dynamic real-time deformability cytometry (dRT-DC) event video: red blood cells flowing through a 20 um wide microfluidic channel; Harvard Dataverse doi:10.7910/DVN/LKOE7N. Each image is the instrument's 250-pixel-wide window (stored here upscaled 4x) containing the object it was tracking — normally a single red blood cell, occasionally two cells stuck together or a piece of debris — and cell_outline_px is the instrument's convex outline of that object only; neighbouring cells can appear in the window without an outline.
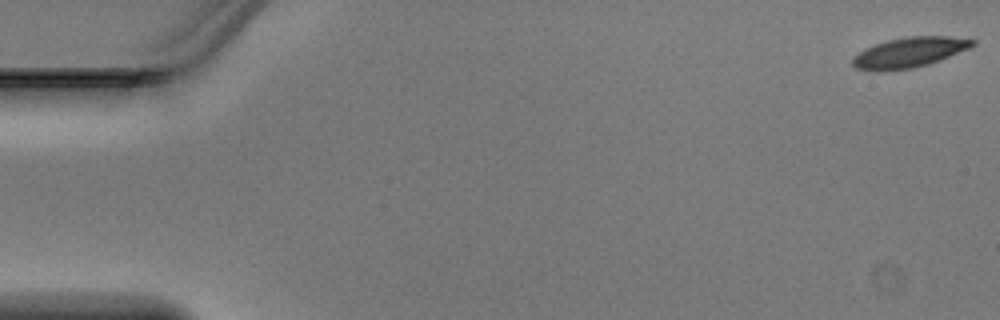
{"species": "Egyptian fruit bat (a non-hibernating species)", "species_latin": "Rousettus aegyptiacus", "temperature_condition": "warm", "stored_images_in_passage": 49, "camera_frame_rate_fps": 3000, "um_per_image_px": 0.085, "animal": {"sex": "male"}, "frame": {"image": 1, "passage_image": 1, "time_ms": 0.0, "image_size_px": [1000, 320], "cell_outline_px": [[976, 44], [968, 48], [940, 60], [928, 64], [912, 68], [884, 72], [876, 72], [856, 68], [852, 64], [852, 56], [876, 44], [888, 40], [908, 36], [948, 36], [976, 40]], "centroid_in_image_um": [77.27, 4.47], "position_along_channel_um": 7.7, "area_um2": 21.04}}
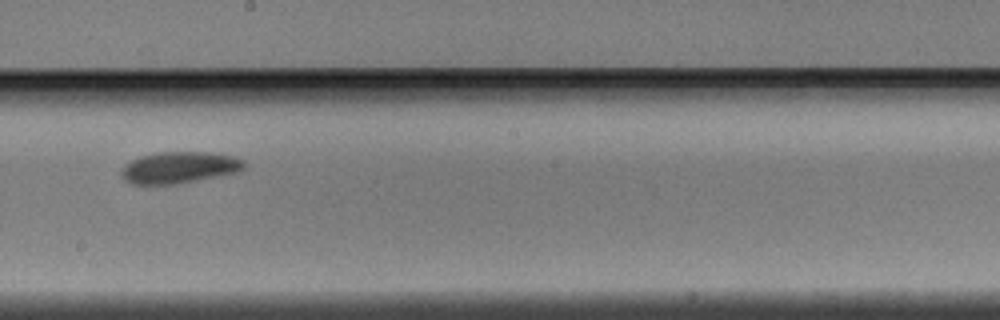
{"frame": {"image": 2, "passage_image": 28, "time_ms": 9.0, "image_size_px": [1000, 320], "cell_outline_px": [[248, 164], [244, 168], [236, 172], [176, 184], [132, 184], [124, 180], [120, 176], [120, 168], [124, 164], [140, 156], [156, 152], [220, 152], [244, 160]], "centroid_in_image_um": [15.21, 14.22], "position_along_channel_um": 233.0, "area_um2": 22.83}}
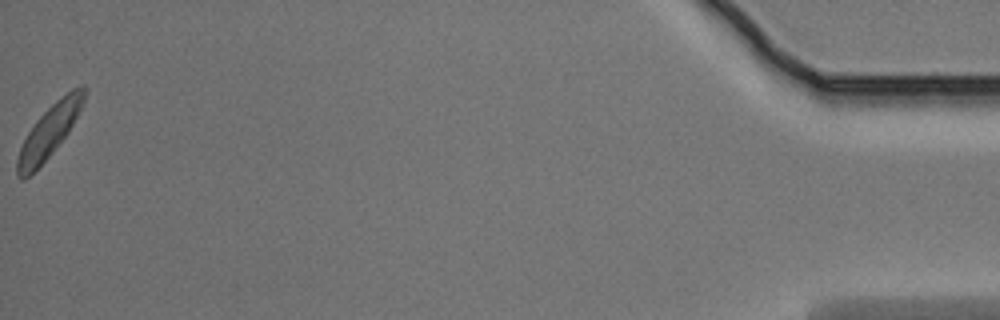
{"frame": {"image": 3, "passage_image": 49, "time_ms": 16.0, "image_size_px": [1000, 320], "cell_outline_px": [[88, 88], [84, 100], [68, 132], [52, 152], [24, 180], [20, 180], [16, 176], [16, 160], [20, 148], [28, 132], [36, 120], [56, 100], [72, 88], [84, 84]], "centroid_in_image_um": [4.17, 11.14], "position_along_channel_um": 431.0, "area_um2": 19.94}}